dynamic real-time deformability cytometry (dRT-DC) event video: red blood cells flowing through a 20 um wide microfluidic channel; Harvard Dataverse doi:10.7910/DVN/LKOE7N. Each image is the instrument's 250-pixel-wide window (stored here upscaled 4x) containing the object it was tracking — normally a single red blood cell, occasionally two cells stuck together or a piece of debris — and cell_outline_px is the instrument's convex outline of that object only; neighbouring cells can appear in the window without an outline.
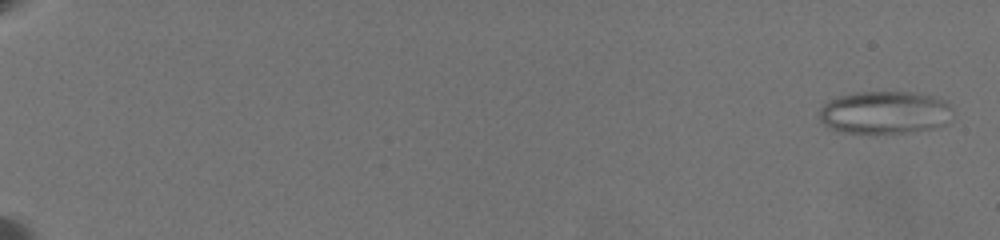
{"species": "common noctule bat (a hibernating species)", "species_latin": "Nyctalus noctula", "temperature_condition": "warm", "stored_images_in_passage": 37, "camera_frame_rate_fps": 3000, "um_per_image_px": 0.085, "animal": {"sex": "female", "body_mass_g": 19.5, "forearm_length_mm": 54.1}, "frame": {"image": 1, "passage_image": 2, "time_ms": 0.333, "image_size_px": [1000, 240], "cell_outline_px": [[952, 120], [948, 124], [936, 128], [912, 132], [872, 136], [840, 132], [828, 128], [820, 120], [820, 108], [828, 100], [840, 96], [856, 92], [912, 92], [936, 96], [948, 100], [952, 108]], "centroid_in_image_um": [75.26, 9.61], "position_along_channel_um": 9.7, "area_um2": 34.74}}
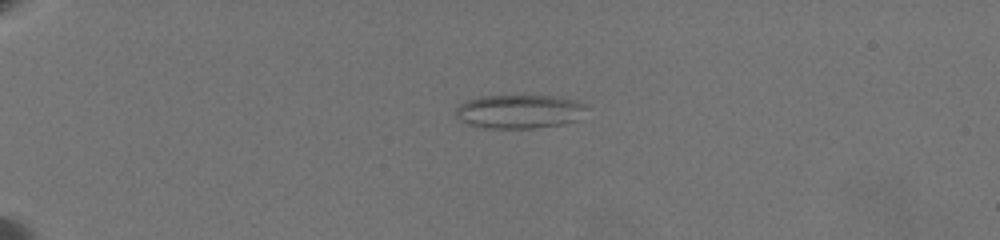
{"frame": {"image": 2, "passage_image": 30, "time_ms": 5.667, "image_size_px": [1000, 240], "cell_outline_px": [[588, 108], [580, 120], [564, 124], [532, 128], [484, 128], [468, 124], [460, 120], [456, 116], [456, 108], [460, 104], [468, 100], [480, 96], [556, 96], [576, 100], [588, 104]], "centroid_in_image_um": [44.21, 9.48], "position_along_channel_um": 40.8, "area_um2": 26.07}}